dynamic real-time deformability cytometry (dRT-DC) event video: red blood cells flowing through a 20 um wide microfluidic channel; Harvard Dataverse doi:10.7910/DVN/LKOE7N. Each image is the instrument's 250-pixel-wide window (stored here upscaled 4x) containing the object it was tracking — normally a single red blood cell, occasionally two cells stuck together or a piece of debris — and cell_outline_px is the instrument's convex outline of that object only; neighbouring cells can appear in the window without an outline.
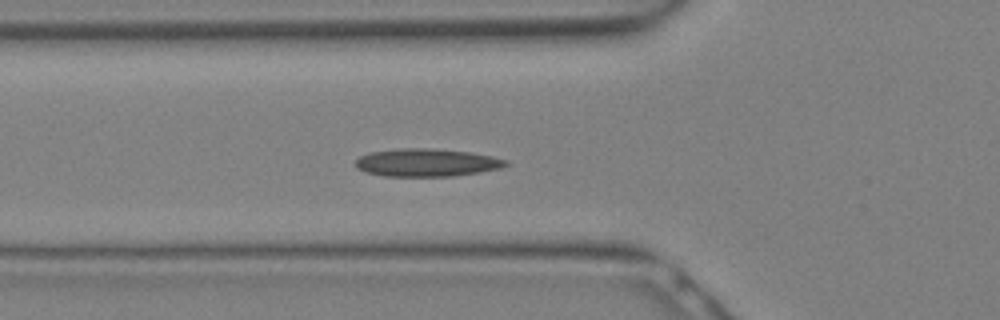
{"species": "Egyptian fruit bat (a non-hibernating species)", "species_latin": "Rousettus aegyptiacus", "temperature_condition": "warm", "stored_images_in_passage": 14, "camera_frame_rate_fps": 3000, "um_per_image_px": 0.085, "animal": {"sex": "female"}, "frame": {"image": 1, "passage_image": 10, "time_ms": 3.0, "image_size_px": [1000, 320], "cell_outline_px": [[508, 164], [500, 168], [480, 172], [452, 176], [384, 176], [364, 172], [356, 168], [356, 160], [360, 156], [372, 152], [400, 148], [428, 148], [472, 152], [492, 156], [508, 160]], "centroid_in_image_um": [36.27, 13.82], "position_along_channel_um": 89.5, "area_um2": 24.39}}
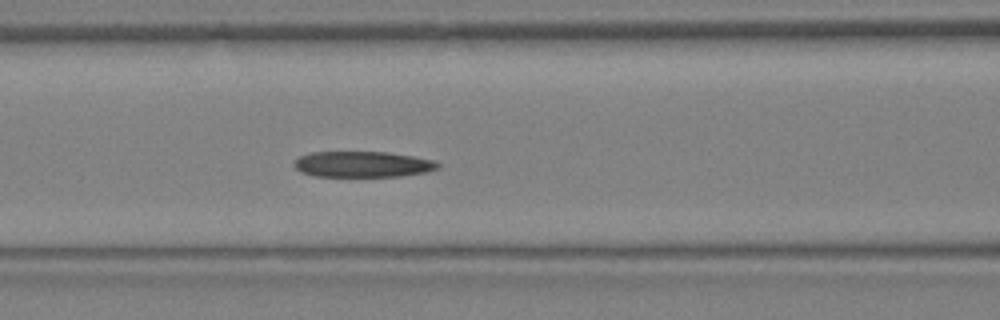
{"frame": {"image": 2, "passage_image": 12, "time_ms": 3.667, "image_size_px": [1000, 320], "cell_outline_px": [[440, 164], [436, 168], [428, 172], [400, 176], [316, 176], [300, 172], [292, 164], [300, 156], [312, 152], [388, 152], [436, 160]], "centroid_in_image_um": [30.83, 13.96], "position_along_channel_um": 135.8, "area_um2": 21.62}}
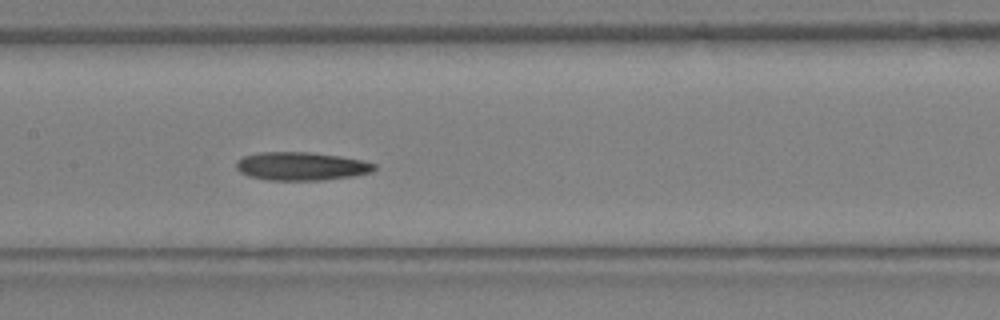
{"frame": {"image": 3, "passage_image": 14, "time_ms": 4.333, "image_size_px": [1000, 320], "cell_outline_px": [[376, 168], [372, 172], [352, 176], [320, 180], [268, 180], [248, 176], [240, 172], [236, 168], [236, 160], [244, 156], [260, 152], [312, 152], [340, 156], [364, 160], [376, 164]], "centroid_in_image_um": [25.61, 14.12], "position_along_channel_um": 181.8, "area_um2": 22.89}}